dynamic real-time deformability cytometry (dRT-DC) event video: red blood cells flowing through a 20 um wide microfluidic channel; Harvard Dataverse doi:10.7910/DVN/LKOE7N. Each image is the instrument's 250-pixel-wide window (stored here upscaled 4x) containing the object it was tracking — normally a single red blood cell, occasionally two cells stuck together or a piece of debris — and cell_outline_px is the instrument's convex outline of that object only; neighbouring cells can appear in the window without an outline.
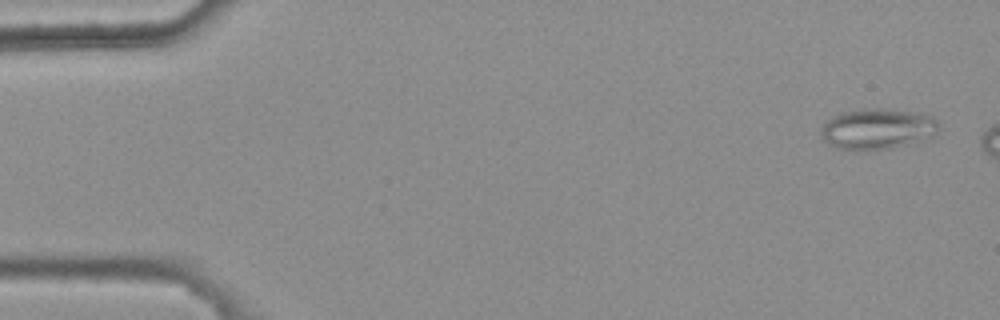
{"species": "common noctule bat (a hibernating species)", "species_latin": "Nyctalus noctula", "temperature_condition": "warm", "stored_images_in_passage": 3, "camera_frame_rate_fps": 3000, "um_per_image_px": 0.085, "animal": {"sex": "female", "body_mass_g": 25.1}, "frame": {"image": 1, "passage_image": 1, "time_ms": 0.0, "image_size_px": [1000, 320], "cell_outline_px": [[940, 132], [932, 136], [892, 148], [836, 148], [828, 144], [820, 136], [820, 128], [832, 116], [840, 112], [864, 108], [888, 108], [912, 112], [932, 116], [936, 120], [940, 128]], "centroid_in_image_um": [74.57, 10.91], "position_along_channel_um": 10.4, "area_um2": 27.69}}